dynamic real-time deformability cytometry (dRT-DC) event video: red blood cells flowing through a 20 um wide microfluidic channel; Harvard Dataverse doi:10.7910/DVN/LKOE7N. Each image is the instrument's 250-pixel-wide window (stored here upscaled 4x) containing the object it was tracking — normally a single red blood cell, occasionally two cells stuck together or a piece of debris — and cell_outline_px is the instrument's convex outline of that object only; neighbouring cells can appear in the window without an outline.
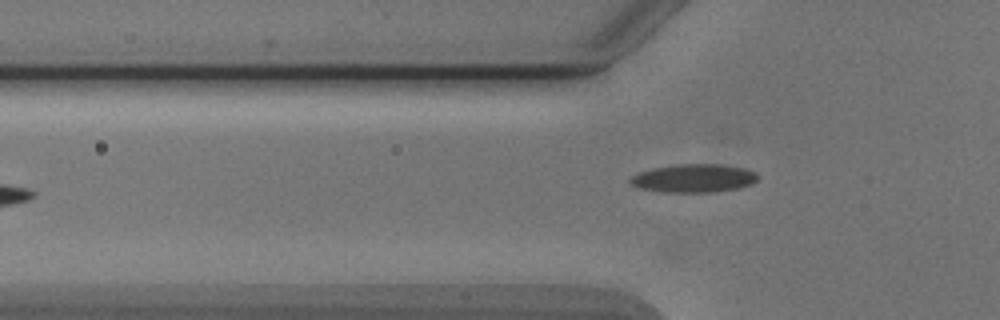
{"species": "Egyptian fruit bat (a non-hibernating species)", "species_latin": "Rousettus aegyptiacus", "temperature_condition": "cold", "stored_images_in_passage": 6, "camera_frame_rate_fps": 3000, "um_per_image_px": 0.085, "animal": {"sex": "male"}, "frame": {"image": 1, "passage_image": 6, "time_ms": 6.0, "image_size_px": [1000, 320], "cell_outline_px": [[760, 176], [752, 184], [736, 188], [716, 192], [668, 192], [636, 188], [628, 180], [632, 176], [640, 172], [652, 168], [676, 164], [720, 164], [744, 168], [756, 172]], "centroid_in_image_um": [58.97, 15.15], "position_along_channel_um": 66.8, "area_um2": 21.1}}